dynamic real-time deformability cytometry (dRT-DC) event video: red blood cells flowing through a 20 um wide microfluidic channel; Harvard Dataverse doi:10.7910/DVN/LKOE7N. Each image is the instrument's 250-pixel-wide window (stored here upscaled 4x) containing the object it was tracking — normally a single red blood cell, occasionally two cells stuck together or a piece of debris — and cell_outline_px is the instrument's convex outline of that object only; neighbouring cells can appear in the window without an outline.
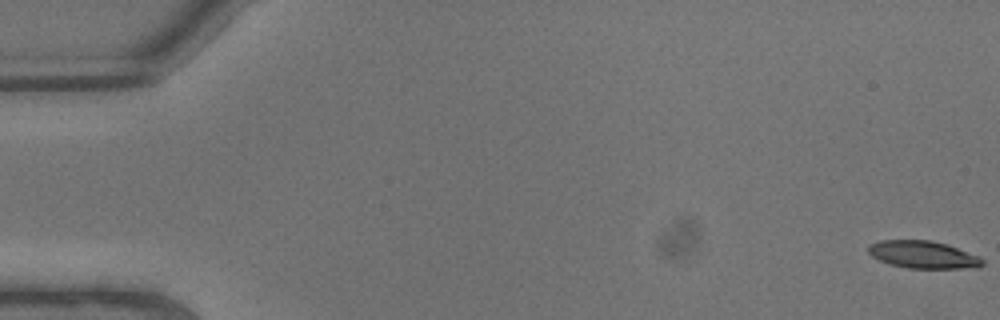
{"species": "common noctule bat (a hibernating species)", "species_latin": "Nyctalus noctula", "temperature_condition": "warm", "stored_images_in_passage": 8, "camera_frame_rate_fps": 3000, "um_per_image_px": 0.085, "animal": {"sex": "male", "body_mass_g": 13.3}, "frame": {"image": 1, "passage_image": 1, "time_ms": 0.0, "image_size_px": [1000, 320], "cell_outline_px": [[984, 264], [980, 268], [908, 268], [888, 264], [872, 256], [868, 252], [868, 244], [880, 240], [928, 240], [944, 244], [980, 256], [984, 260]], "centroid_in_image_um": [78.46, 21.65], "position_along_channel_um": 6.5, "area_um2": 18.26}}
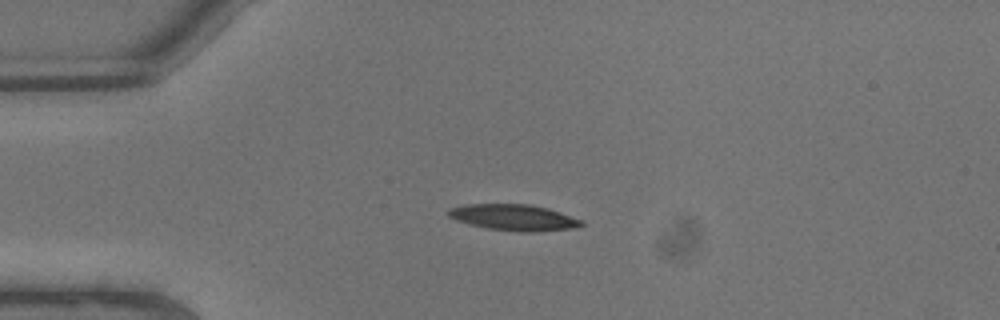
{"frame": {"image": 2, "passage_image": 6, "time_ms": 1.667, "image_size_px": [1000, 320], "cell_outline_px": [[584, 224], [576, 228], [532, 232], [520, 232], [488, 228], [468, 224], [456, 220], [448, 216], [448, 208], [464, 204], [528, 204], [548, 208], [584, 220]], "centroid_in_image_um": [43.68, 18.48], "position_along_channel_um": 41.3, "area_um2": 20.4}}